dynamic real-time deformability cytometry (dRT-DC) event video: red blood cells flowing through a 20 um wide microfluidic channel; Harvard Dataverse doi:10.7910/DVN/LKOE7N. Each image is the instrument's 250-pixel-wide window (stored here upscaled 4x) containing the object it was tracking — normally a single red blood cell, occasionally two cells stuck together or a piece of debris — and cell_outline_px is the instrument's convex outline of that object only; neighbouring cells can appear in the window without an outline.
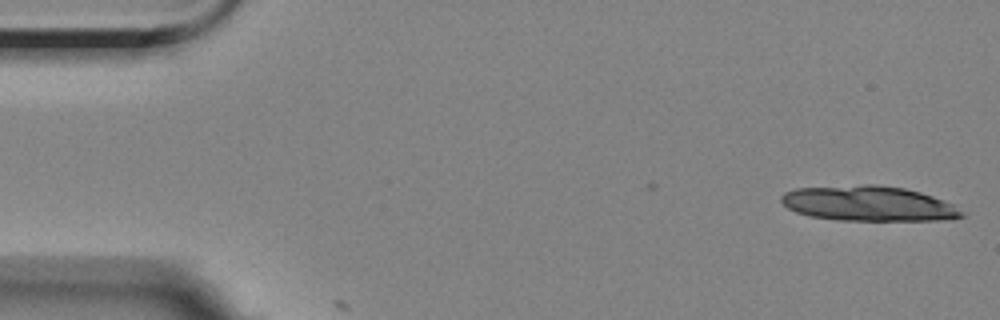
{"species": "Egyptian fruit bat (a non-hibernating species)", "species_latin": "Rousettus aegyptiacus", "temperature_condition": "room temperature", "stored_images_in_passage": 2, "camera_frame_rate_fps": 3000, "um_per_image_px": 0.085, "animal": {"sex": "female"}, "frame": {"image": 1, "passage_image": 1, "time_ms": 0.0, "image_size_px": [1000, 320], "cell_outline_px": [[964, 216], [936, 220], [836, 220], [808, 216], [796, 212], [788, 208], [780, 200], [780, 196], [784, 192], [796, 188], [864, 184], [876, 184], [904, 188], [920, 192], [932, 196], [952, 204]], "centroid_in_image_um": [73.73, 17.29], "position_along_channel_um": 11.3, "area_um2": 36.7}}